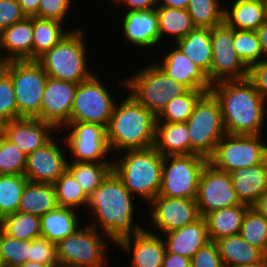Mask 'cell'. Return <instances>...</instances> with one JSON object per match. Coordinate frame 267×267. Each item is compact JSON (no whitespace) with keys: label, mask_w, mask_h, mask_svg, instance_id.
Instances as JSON below:
<instances>
[{"label":"cell","mask_w":267,"mask_h":267,"mask_svg":"<svg viewBox=\"0 0 267 267\" xmlns=\"http://www.w3.org/2000/svg\"><path fill=\"white\" fill-rule=\"evenodd\" d=\"M135 199L112 169L89 197L86 210L93 218L89 225L105 233L114 245L138 234L145 227L134 219L138 206Z\"/></svg>","instance_id":"1"},{"label":"cell","mask_w":267,"mask_h":267,"mask_svg":"<svg viewBox=\"0 0 267 267\" xmlns=\"http://www.w3.org/2000/svg\"><path fill=\"white\" fill-rule=\"evenodd\" d=\"M219 101L225 132L233 135H262L267 102L247 78L225 80L211 86Z\"/></svg>","instance_id":"2"},{"label":"cell","mask_w":267,"mask_h":267,"mask_svg":"<svg viewBox=\"0 0 267 267\" xmlns=\"http://www.w3.org/2000/svg\"><path fill=\"white\" fill-rule=\"evenodd\" d=\"M125 96L120 103L116 101L106 128L112 155L129 149L149 148L155 143L157 116L140 104L130 92Z\"/></svg>","instance_id":"3"},{"label":"cell","mask_w":267,"mask_h":267,"mask_svg":"<svg viewBox=\"0 0 267 267\" xmlns=\"http://www.w3.org/2000/svg\"><path fill=\"white\" fill-rule=\"evenodd\" d=\"M116 155L112 169L129 192L148 205L160 191L164 156L154 146L124 150Z\"/></svg>","instance_id":"4"},{"label":"cell","mask_w":267,"mask_h":267,"mask_svg":"<svg viewBox=\"0 0 267 267\" xmlns=\"http://www.w3.org/2000/svg\"><path fill=\"white\" fill-rule=\"evenodd\" d=\"M84 30L79 27L71 29L59 43L36 60L49 77L78 84L94 74L91 66L88 67Z\"/></svg>","instance_id":"5"},{"label":"cell","mask_w":267,"mask_h":267,"mask_svg":"<svg viewBox=\"0 0 267 267\" xmlns=\"http://www.w3.org/2000/svg\"><path fill=\"white\" fill-rule=\"evenodd\" d=\"M128 78H119L120 87L130 94L143 106L158 116L166 104L173 98L185 94L189 89L167 76L154 62L138 69ZM126 87V88H125Z\"/></svg>","instance_id":"6"},{"label":"cell","mask_w":267,"mask_h":267,"mask_svg":"<svg viewBox=\"0 0 267 267\" xmlns=\"http://www.w3.org/2000/svg\"><path fill=\"white\" fill-rule=\"evenodd\" d=\"M109 242L112 241L105 233L87 223L56 244L58 263L75 267H106L110 264L107 256Z\"/></svg>","instance_id":"7"},{"label":"cell","mask_w":267,"mask_h":267,"mask_svg":"<svg viewBox=\"0 0 267 267\" xmlns=\"http://www.w3.org/2000/svg\"><path fill=\"white\" fill-rule=\"evenodd\" d=\"M186 124L190 136V154L209 159L217 143L226 134L219 101L211 91L197 101Z\"/></svg>","instance_id":"8"},{"label":"cell","mask_w":267,"mask_h":267,"mask_svg":"<svg viewBox=\"0 0 267 267\" xmlns=\"http://www.w3.org/2000/svg\"><path fill=\"white\" fill-rule=\"evenodd\" d=\"M5 71L13 81L18 119L36 118L48 75L36 60L8 61Z\"/></svg>","instance_id":"9"},{"label":"cell","mask_w":267,"mask_h":267,"mask_svg":"<svg viewBox=\"0 0 267 267\" xmlns=\"http://www.w3.org/2000/svg\"><path fill=\"white\" fill-rule=\"evenodd\" d=\"M207 162L198 154L164 156L158 196L196 199L200 174Z\"/></svg>","instance_id":"10"},{"label":"cell","mask_w":267,"mask_h":267,"mask_svg":"<svg viewBox=\"0 0 267 267\" xmlns=\"http://www.w3.org/2000/svg\"><path fill=\"white\" fill-rule=\"evenodd\" d=\"M262 135L226 133L217 143L208 162L224 172L255 166L267 158V142Z\"/></svg>","instance_id":"11"},{"label":"cell","mask_w":267,"mask_h":267,"mask_svg":"<svg viewBox=\"0 0 267 267\" xmlns=\"http://www.w3.org/2000/svg\"><path fill=\"white\" fill-rule=\"evenodd\" d=\"M95 73L78 83L69 122L95 123L107 128L116 103V97Z\"/></svg>","instance_id":"12"},{"label":"cell","mask_w":267,"mask_h":267,"mask_svg":"<svg viewBox=\"0 0 267 267\" xmlns=\"http://www.w3.org/2000/svg\"><path fill=\"white\" fill-rule=\"evenodd\" d=\"M62 128L61 131L65 128L66 132L68 131V135H63V138L67 151L69 150V161L113 162V158H108L112 153L105 127L95 123L69 122Z\"/></svg>","instance_id":"13"},{"label":"cell","mask_w":267,"mask_h":267,"mask_svg":"<svg viewBox=\"0 0 267 267\" xmlns=\"http://www.w3.org/2000/svg\"><path fill=\"white\" fill-rule=\"evenodd\" d=\"M211 42V85L225 80L247 79L248 68L240 60L234 49V29L225 22L211 28Z\"/></svg>","instance_id":"14"},{"label":"cell","mask_w":267,"mask_h":267,"mask_svg":"<svg viewBox=\"0 0 267 267\" xmlns=\"http://www.w3.org/2000/svg\"><path fill=\"white\" fill-rule=\"evenodd\" d=\"M196 203L201 217L221 208L245 205L237 197L230 173L216 169L209 162L200 174Z\"/></svg>","instance_id":"15"},{"label":"cell","mask_w":267,"mask_h":267,"mask_svg":"<svg viewBox=\"0 0 267 267\" xmlns=\"http://www.w3.org/2000/svg\"><path fill=\"white\" fill-rule=\"evenodd\" d=\"M146 206L149 207V232L158 235L184 227L201 217L196 199L157 196Z\"/></svg>","instance_id":"16"},{"label":"cell","mask_w":267,"mask_h":267,"mask_svg":"<svg viewBox=\"0 0 267 267\" xmlns=\"http://www.w3.org/2000/svg\"><path fill=\"white\" fill-rule=\"evenodd\" d=\"M57 137L58 139H56ZM63 137L53 136L42 147L36 149L27 156V164L24 175L30 182L54 184L56 180L66 171L68 156L66 144ZM66 155V156H65Z\"/></svg>","instance_id":"17"},{"label":"cell","mask_w":267,"mask_h":267,"mask_svg":"<svg viewBox=\"0 0 267 267\" xmlns=\"http://www.w3.org/2000/svg\"><path fill=\"white\" fill-rule=\"evenodd\" d=\"M78 84L48 76L42 96L40 121L52 124L58 131L69 123L70 112Z\"/></svg>","instance_id":"18"},{"label":"cell","mask_w":267,"mask_h":267,"mask_svg":"<svg viewBox=\"0 0 267 267\" xmlns=\"http://www.w3.org/2000/svg\"><path fill=\"white\" fill-rule=\"evenodd\" d=\"M59 131L50 123L37 118L22 117L0 125V133L27 156L42 147Z\"/></svg>","instance_id":"19"},{"label":"cell","mask_w":267,"mask_h":267,"mask_svg":"<svg viewBox=\"0 0 267 267\" xmlns=\"http://www.w3.org/2000/svg\"><path fill=\"white\" fill-rule=\"evenodd\" d=\"M115 246L131 253L128 267H162L166 253L163 237L142 229L138 234L121 239Z\"/></svg>","instance_id":"20"},{"label":"cell","mask_w":267,"mask_h":267,"mask_svg":"<svg viewBox=\"0 0 267 267\" xmlns=\"http://www.w3.org/2000/svg\"><path fill=\"white\" fill-rule=\"evenodd\" d=\"M154 62L167 76L192 90H211L207 74L191 61L176 45Z\"/></svg>","instance_id":"21"},{"label":"cell","mask_w":267,"mask_h":267,"mask_svg":"<svg viewBox=\"0 0 267 267\" xmlns=\"http://www.w3.org/2000/svg\"><path fill=\"white\" fill-rule=\"evenodd\" d=\"M120 19L126 41L138 48L154 49L159 46L160 33L156 8L150 10L124 11Z\"/></svg>","instance_id":"22"},{"label":"cell","mask_w":267,"mask_h":267,"mask_svg":"<svg viewBox=\"0 0 267 267\" xmlns=\"http://www.w3.org/2000/svg\"><path fill=\"white\" fill-rule=\"evenodd\" d=\"M166 251L173 254H178L189 259L208 242L207 222L205 217H200L193 223L185 225L179 229L161 234Z\"/></svg>","instance_id":"23"},{"label":"cell","mask_w":267,"mask_h":267,"mask_svg":"<svg viewBox=\"0 0 267 267\" xmlns=\"http://www.w3.org/2000/svg\"><path fill=\"white\" fill-rule=\"evenodd\" d=\"M33 16L0 33V55L7 61L32 60Z\"/></svg>","instance_id":"24"},{"label":"cell","mask_w":267,"mask_h":267,"mask_svg":"<svg viewBox=\"0 0 267 267\" xmlns=\"http://www.w3.org/2000/svg\"><path fill=\"white\" fill-rule=\"evenodd\" d=\"M230 177L240 202L252 207L267 192V158L255 166L230 172Z\"/></svg>","instance_id":"25"},{"label":"cell","mask_w":267,"mask_h":267,"mask_svg":"<svg viewBox=\"0 0 267 267\" xmlns=\"http://www.w3.org/2000/svg\"><path fill=\"white\" fill-rule=\"evenodd\" d=\"M231 3L224 7V22L230 28L256 31L266 21L263 0H233Z\"/></svg>","instance_id":"26"},{"label":"cell","mask_w":267,"mask_h":267,"mask_svg":"<svg viewBox=\"0 0 267 267\" xmlns=\"http://www.w3.org/2000/svg\"><path fill=\"white\" fill-rule=\"evenodd\" d=\"M215 243L224 267L253 265L261 263L265 259V254L249 244L240 234L223 237Z\"/></svg>","instance_id":"27"},{"label":"cell","mask_w":267,"mask_h":267,"mask_svg":"<svg viewBox=\"0 0 267 267\" xmlns=\"http://www.w3.org/2000/svg\"><path fill=\"white\" fill-rule=\"evenodd\" d=\"M78 214L79 210L58 206L42 215L40 217L41 237L57 244L81 227Z\"/></svg>","instance_id":"28"},{"label":"cell","mask_w":267,"mask_h":267,"mask_svg":"<svg viewBox=\"0 0 267 267\" xmlns=\"http://www.w3.org/2000/svg\"><path fill=\"white\" fill-rule=\"evenodd\" d=\"M174 44L207 74L210 81L212 63L211 28L195 27Z\"/></svg>","instance_id":"29"},{"label":"cell","mask_w":267,"mask_h":267,"mask_svg":"<svg viewBox=\"0 0 267 267\" xmlns=\"http://www.w3.org/2000/svg\"><path fill=\"white\" fill-rule=\"evenodd\" d=\"M154 147L163 156L190 154V136L187 124L156 122Z\"/></svg>","instance_id":"30"},{"label":"cell","mask_w":267,"mask_h":267,"mask_svg":"<svg viewBox=\"0 0 267 267\" xmlns=\"http://www.w3.org/2000/svg\"><path fill=\"white\" fill-rule=\"evenodd\" d=\"M248 205H235L210 212L205 216L209 240L215 242L223 237L238 235Z\"/></svg>","instance_id":"31"},{"label":"cell","mask_w":267,"mask_h":267,"mask_svg":"<svg viewBox=\"0 0 267 267\" xmlns=\"http://www.w3.org/2000/svg\"><path fill=\"white\" fill-rule=\"evenodd\" d=\"M58 207L53 184L28 181L20 198L18 212L42 216Z\"/></svg>","instance_id":"32"},{"label":"cell","mask_w":267,"mask_h":267,"mask_svg":"<svg viewBox=\"0 0 267 267\" xmlns=\"http://www.w3.org/2000/svg\"><path fill=\"white\" fill-rule=\"evenodd\" d=\"M63 24L58 20L33 16L32 60H37L71 31Z\"/></svg>","instance_id":"33"},{"label":"cell","mask_w":267,"mask_h":267,"mask_svg":"<svg viewBox=\"0 0 267 267\" xmlns=\"http://www.w3.org/2000/svg\"><path fill=\"white\" fill-rule=\"evenodd\" d=\"M158 26L160 33V43L166 40L167 35L172 37L175 43L184 38L195 28L191 16L185 9H176L167 6H157Z\"/></svg>","instance_id":"34"},{"label":"cell","mask_w":267,"mask_h":267,"mask_svg":"<svg viewBox=\"0 0 267 267\" xmlns=\"http://www.w3.org/2000/svg\"><path fill=\"white\" fill-rule=\"evenodd\" d=\"M112 166L113 162H67V170L74 176L88 197L112 170Z\"/></svg>","instance_id":"35"},{"label":"cell","mask_w":267,"mask_h":267,"mask_svg":"<svg viewBox=\"0 0 267 267\" xmlns=\"http://www.w3.org/2000/svg\"><path fill=\"white\" fill-rule=\"evenodd\" d=\"M0 230L7 236L33 240L41 237L40 216L16 212L0 220Z\"/></svg>","instance_id":"36"},{"label":"cell","mask_w":267,"mask_h":267,"mask_svg":"<svg viewBox=\"0 0 267 267\" xmlns=\"http://www.w3.org/2000/svg\"><path fill=\"white\" fill-rule=\"evenodd\" d=\"M207 90L189 89L185 94L173 98L157 116L156 122L186 123L194 111L197 101Z\"/></svg>","instance_id":"37"},{"label":"cell","mask_w":267,"mask_h":267,"mask_svg":"<svg viewBox=\"0 0 267 267\" xmlns=\"http://www.w3.org/2000/svg\"><path fill=\"white\" fill-rule=\"evenodd\" d=\"M53 185L58 206L79 209L80 211L81 208L84 210L86 207L87 209L89 197L67 169Z\"/></svg>","instance_id":"38"},{"label":"cell","mask_w":267,"mask_h":267,"mask_svg":"<svg viewBox=\"0 0 267 267\" xmlns=\"http://www.w3.org/2000/svg\"><path fill=\"white\" fill-rule=\"evenodd\" d=\"M220 0H189L187 11L195 27L213 28L224 22Z\"/></svg>","instance_id":"39"},{"label":"cell","mask_w":267,"mask_h":267,"mask_svg":"<svg viewBox=\"0 0 267 267\" xmlns=\"http://www.w3.org/2000/svg\"><path fill=\"white\" fill-rule=\"evenodd\" d=\"M29 180L25 175L3 174L0 176V220L18 212L22 192Z\"/></svg>","instance_id":"40"},{"label":"cell","mask_w":267,"mask_h":267,"mask_svg":"<svg viewBox=\"0 0 267 267\" xmlns=\"http://www.w3.org/2000/svg\"><path fill=\"white\" fill-rule=\"evenodd\" d=\"M240 236L249 244L267 252V218L250 207L243 218Z\"/></svg>","instance_id":"41"},{"label":"cell","mask_w":267,"mask_h":267,"mask_svg":"<svg viewBox=\"0 0 267 267\" xmlns=\"http://www.w3.org/2000/svg\"><path fill=\"white\" fill-rule=\"evenodd\" d=\"M233 45L238 57L248 69L265 59L257 33L253 30H234Z\"/></svg>","instance_id":"42"},{"label":"cell","mask_w":267,"mask_h":267,"mask_svg":"<svg viewBox=\"0 0 267 267\" xmlns=\"http://www.w3.org/2000/svg\"><path fill=\"white\" fill-rule=\"evenodd\" d=\"M30 240H20L5 235L0 230V265L16 267L29 261Z\"/></svg>","instance_id":"43"},{"label":"cell","mask_w":267,"mask_h":267,"mask_svg":"<svg viewBox=\"0 0 267 267\" xmlns=\"http://www.w3.org/2000/svg\"><path fill=\"white\" fill-rule=\"evenodd\" d=\"M27 155L0 133V173L24 175Z\"/></svg>","instance_id":"44"},{"label":"cell","mask_w":267,"mask_h":267,"mask_svg":"<svg viewBox=\"0 0 267 267\" xmlns=\"http://www.w3.org/2000/svg\"><path fill=\"white\" fill-rule=\"evenodd\" d=\"M18 119V107L13 81L5 71L0 76V125Z\"/></svg>","instance_id":"45"},{"label":"cell","mask_w":267,"mask_h":267,"mask_svg":"<svg viewBox=\"0 0 267 267\" xmlns=\"http://www.w3.org/2000/svg\"><path fill=\"white\" fill-rule=\"evenodd\" d=\"M29 262H38L52 267L59 264L56 243L44 237L30 240Z\"/></svg>","instance_id":"46"},{"label":"cell","mask_w":267,"mask_h":267,"mask_svg":"<svg viewBox=\"0 0 267 267\" xmlns=\"http://www.w3.org/2000/svg\"><path fill=\"white\" fill-rule=\"evenodd\" d=\"M74 0H40L38 12L34 15L43 19H54L64 22Z\"/></svg>","instance_id":"47"},{"label":"cell","mask_w":267,"mask_h":267,"mask_svg":"<svg viewBox=\"0 0 267 267\" xmlns=\"http://www.w3.org/2000/svg\"><path fill=\"white\" fill-rule=\"evenodd\" d=\"M191 267H224L217 244L208 242L191 259Z\"/></svg>","instance_id":"48"},{"label":"cell","mask_w":267,"mask_h":267,"mask_svg":"<svg viewBox=\"0 0 267 267\" xmlns=\"http://www.w3.org/2000/svg\"><path fill=\"white\" fill-rule=\"evenodd\" d=\"M26 17L17 0H0V33Z\"/></svg>","instance_id":"49"},{"label":"cell","mask_w":267,"mask_h":267,"mask_svg":"<svg viewBox=\"0 0 267 267\" xmlns=\"http://www.w3.org/2000/svg\"><path fill=\"white\" fill-rule=\"evenodd\" d=\"M248 79L267 102V59L252 65L248 69Z\"/></svg>","instance_id":"50"},{"label":"cell","mask_w":267,"mask_h":267,"mask_svg":"<svg viewBox=\"0 0 267 267\" xmlns=\"http://www.w3.org/2000/svg\"><path fill=\"white\" fill-rule=\"evenodd\" d=\"M114 6H124L126 11L150 10L157 7V0H110Z\"/></svg>","instance_id":"51"},{"label":"cell","mask_w":267,"mask_h":267,"mask_svg":"<svg viewBox=\"0 0 267 267\" xmlns=\"http://www.w3.org/2000/svg\"><path fill=\"white\" fill-rule=\"evenodd\" d=\"M162 267H191V259L166 251Z\"/></svg>","instance_id":"52"},{"label":"cell","mask_w":267,"mask_h":267,"mask_svg":"<svg viewBox=\"0 0 267 267\" xmlns=\"http://www.w3.org/2000/svg\"><path fill=\"white\" fill-rule=\"evenodd\" d=\"M22 11L27 17L34 16L38 12L40 0H17Z\"/></svg>","instance_id":"53"},{"label":"cell","mask_w":267,"mask_h":267,"mask_svg":"<svg viewBox=\"0 0 267 267\" xmlns=\"http://www.w3.org/2000/svg\"><path fill=\"white\" fill-rule=\"evenodd\" d=\"M255 32L257 33L263 56L267 59V20Z\"/></svg>","instance_id":"54"},{"label":"cell","mask_w":267,"mask_h":267,"mask_svg":"<svg viewBox=\"0 0 267 267\" xmlns=\"http://www.w3.org/2000/svg\"><path fill=\"white\" fill-rule=\"evenodd\" d=\"M189 0H157V6H167L187 10Z\"/></svg>","instance_id":"55"},{"label":"cell","mask_w":267,"mask_h":267,"mask_svg":"<svg viewBox=\"0 0 267 267\" xmlns=\"http://www.w3.org/2000/svg\"><path fill=\"white\" fill-rule=\"evenodd\" d=\"M252 207L259 214L267 218V192H265Z\"/></svg>","instance_id":"56"},{"label":"cell","mask_w":267,"mask_h":267,"mask_svg":"<svg viewBox=\"0 0 267 267\" xmlns=\"http://www.w3.org/2000/svg\"><path fill=\"white\" fill-rule=\"evenodd\" d=\"M16 267H52L51 265L41 264L38 262H26Z\"/></svg>","instance_id":"57"},{"label":"cell","mask_w":267,"mask_h":267,"mask_svg":"<svg viewBox=\"0 0 267 267\" xmlns=\"http://www.w3.org/2000/svg\"><path fill=\"white\" fill-rule=\"evenodd\" d=\"M7 60L0 55V76L5 72Z\"/></svg>","instance_id":"58"},{"label":"cell","mask_w":267,"mask_h":267,"mask_svg":"<svg viewBox=\"0 0 267 267\" xmlns=\"http://www.w3.org/2000/svg\"><path fill=\"white\" fill-rule=\"evenodd\" d=\"M240 267H263V261L258 264L246 265V266H240Z\"/></svg>","instance_id":"59"},{"label":"cell","mask_w":267,"mask_h":267,"mask_svg":"<svg viewBox=\"0 0 267 267\" xmlns=\"http://www.w3.org/2000/svg\"><path fill=\"white\" fill-rule=\"evenodd\" d=\"M53 267H75V266H69V265H62V264H57Z\"/></svg>","instance_id":"60"},{"label":"cell","mask_w":267,"mask_h":267,"mask_svg":"<svg viewBox=\"0 0 267 267\" xmlns=\"http://www.w3.org/2000/svg\"><path fill=\"white\" fill-rule=\"evenodd\" d=\"M266 6V20H267V0L264 1Z\"/></svg>","instance_id":"61"},{"label":"cell","mask_w":267,"mask_h":267,"mask_svg":"<svg viewBox=\"0 0 267 267\" xmlns=\"http://www.w3.org/2000/svg\"><path fill=\"white\" fill-rule=\"evenodd\" d=\"M263 267H267V262L265 259L263 260Z\"/></svg>","instance_id":"62"},{"label":"cell","mask_w":267,"mask_h":267,"mask_svg":"<svg viewBox=\"0 0 267 267\" xmlns=\"http://www.w3.org/2000/svg\"><path fill=\"white\" fill-rule=\"evenodd\" d=\"M265 260H266V262H267V252H266V254H265Z\"/></svg>","instance_id":"63"}]
</instances>
